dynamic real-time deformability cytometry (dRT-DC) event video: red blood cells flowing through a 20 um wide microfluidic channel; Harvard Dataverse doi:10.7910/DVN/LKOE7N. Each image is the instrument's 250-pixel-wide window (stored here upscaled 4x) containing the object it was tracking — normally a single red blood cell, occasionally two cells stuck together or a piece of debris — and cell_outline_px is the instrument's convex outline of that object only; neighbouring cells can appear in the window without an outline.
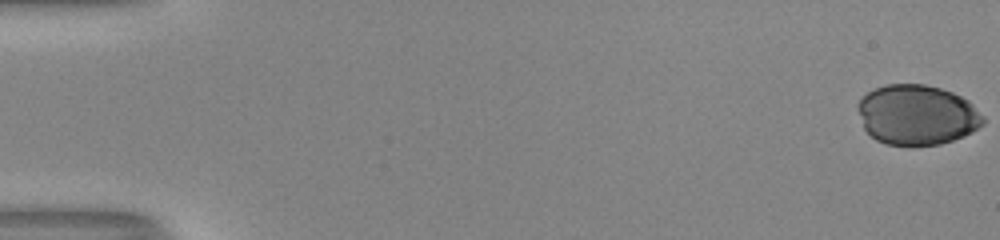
{"species": "human", "species_latin": "Homo sapiens", "temperature_condition": "room temperature", "stored_images_in_passage": 13, "camera_frame_rate_fps": 3000, "um_per_image_px": 0.085, "donor": {"sex": "male"}, "frame": {"image": 1, "passage_image": 1, "time_ms": 0.0, "image_size_px": [1000, 240], "cell_outline_px": [[984, 124], [972, 132], [964, 136], [940, 144], [912, 148], [888, 144], [876, 140], [864, 128], [856, 108], [856, 104], [868, 92], [876, 88], [888, 84], [924, 84], [940, 88], [952, 92], [968, 100], [984, 116]], "centroid_in_image_um": [77.94, 9.79], "position_along_channel_um": 7.1, "area_um2": 44.39}}